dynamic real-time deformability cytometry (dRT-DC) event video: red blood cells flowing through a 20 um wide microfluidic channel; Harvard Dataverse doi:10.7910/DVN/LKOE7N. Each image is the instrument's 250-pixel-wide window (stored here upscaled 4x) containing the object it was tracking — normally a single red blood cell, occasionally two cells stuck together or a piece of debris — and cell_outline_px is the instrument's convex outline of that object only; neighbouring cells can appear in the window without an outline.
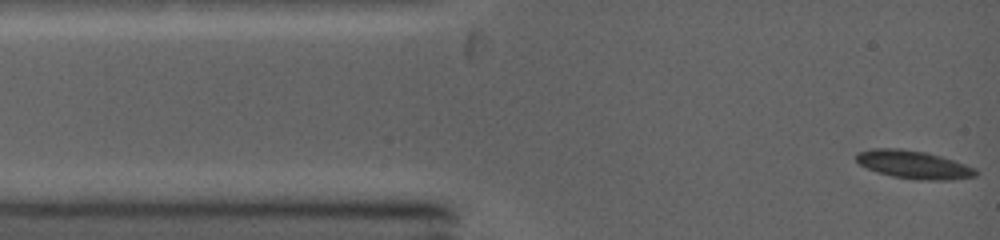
{"species": "common noctule bat (a hibernating species)", "species_latin": "Nyctalus noctula", "temperature_condition": "warm", "stored_images_in_passage": 7, "camera_frame_rate_fps": 5000, "um_per_image_px": 0.085, "animal": {"sex": "female", "body_mass_g": 19.0, "forearm_length_mm": 53.3}, "frame": {"image": 1, "passage_image": 1, "time_ms": 0.0, "image_size_px": [1000, 240], "cell_outline_px": [[976, 176], [952, 180], [920, 180], [892, 176], [876, 172], [860, 164], [856, 160], [856, 152], [872, 148], [900, 148], [924, 152], [940, 156], [976, 168]], "centroid_in_image_um": [77.63, 13.99], "position_along_channel_um": 7.4, "area_um2": 19.48}}
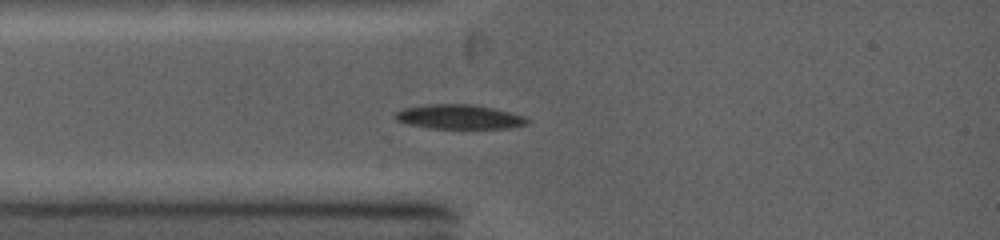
{"frame": {"image": 2, "passage_image": 7, "time_ms": 2.2, "image_size_px": [1000, 240], "cell_outline_px": [[528, 124], [508, 128], [432, 128], [408, 124], [396, 120], [392, 116], [396, 112], [404, 108], [432, 104], [468, 104], [492, 108], [524, 116], [528, 120]], "centroid_in_image_um": [39.0, 9.93], "position_along_channel_um": 46.0, "area_um2": 18.5}}